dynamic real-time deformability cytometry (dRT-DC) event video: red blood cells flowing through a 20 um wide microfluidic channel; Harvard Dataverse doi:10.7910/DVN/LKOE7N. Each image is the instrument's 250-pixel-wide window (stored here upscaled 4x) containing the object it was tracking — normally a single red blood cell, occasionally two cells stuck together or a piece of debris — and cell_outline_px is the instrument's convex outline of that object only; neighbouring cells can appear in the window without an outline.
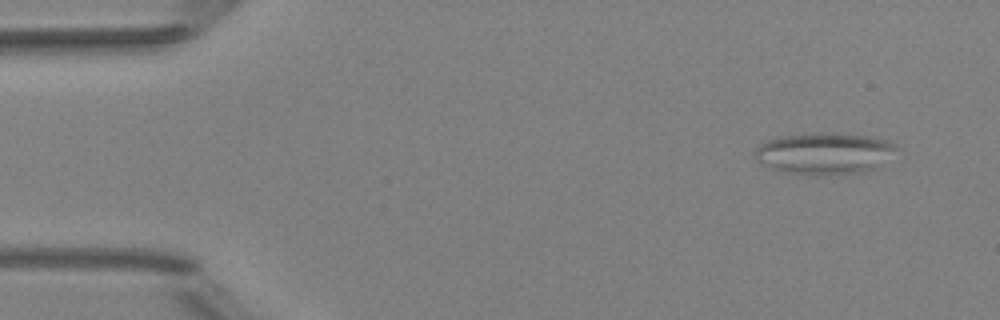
{"species": "Egyptian fruit bat (a non-hibernating species)", "species_latin": "Rousettus aegyptiacus", "temperature_condition": "room temperature", "stored_images_in_passage": 4, "camera_frame_rate_fps": 3000, "um_per_image_px": 0.085, "animal": {"sex": "female"}, "frame": {"image": 1, "passage_image": 1, "time_ms": 0.0, "image_size_px": [1000, 320], "cell_outline_px": [[896, 148], [880, 168], [868, 172], [824, 176], [816, 176], [780, 172], [768, 168], [756, 160], [756, 148], [760, 144], [776, 136], [816, 132], [868, 136], [888, 140]], "centroid_in_image_um": [70.04, 13.07], "position_along_channel_um": 15.0, "area_um2": 34.97}}
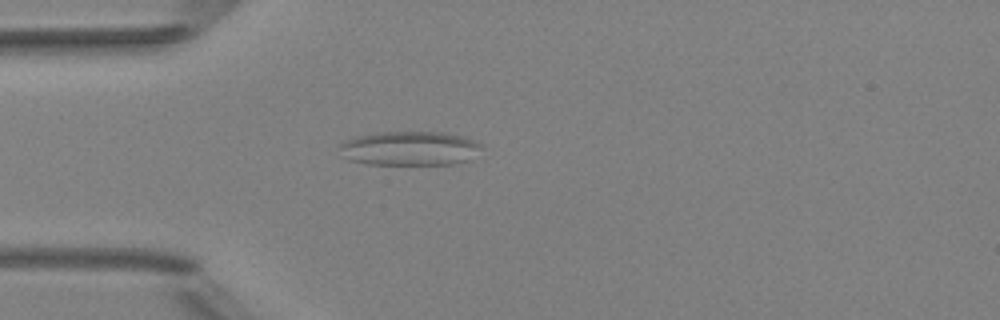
{"frame": {"image": 2, "passage_image": 4, "time_ms": 3.333, "image_size_px": [1000, 320], "cell_outline_px": [[484, 144], [468, 160], [452, 164], [368, 164], [348, 160], [340, 156], [336, 144], [344, 140], [356, 136], [376, 132], [444, 132], [464, 136], [476, 140]], "centroid_in_image_um": [34.74, 12.6], "position_along_channel_um": 50.3, "area_um2": 28.78}}